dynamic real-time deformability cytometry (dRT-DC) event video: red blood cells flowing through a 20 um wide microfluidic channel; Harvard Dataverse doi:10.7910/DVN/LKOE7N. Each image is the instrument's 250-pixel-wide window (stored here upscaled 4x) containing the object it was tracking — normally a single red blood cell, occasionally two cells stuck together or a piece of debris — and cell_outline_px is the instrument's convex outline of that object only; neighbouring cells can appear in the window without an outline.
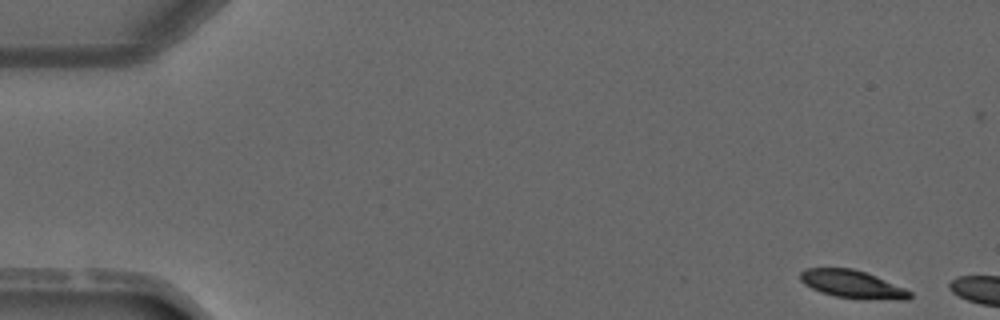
{"species": "common noctule bat (a hibernating species)", "species_latin": "Nyctalus noctula", "temperature_condition": "warm", "stored_images_in_passage": 5, "camera_frame_rate_fps": 3000, "um_per_image_px": 0.085, "animal": {"sex": "male", "forearm_length_mm": 52.5}, "frame": {"image": 1, "passage_image": 1, "time_ms": 0.0, "image_size_px": [1000, 320], "cell_outline_px": [[912, 296], [908, 300], [900, 300], [836, 296], [820, 292], [804, 284], [800, 280], [800, 272], [808, 268], [852, 268], [876, 276], [904, 288], [912, 292]], "centroid_in_image_um": [72.45, 24.14], "position_along_channel_um": 12.6, "area_um2": 17.4}}
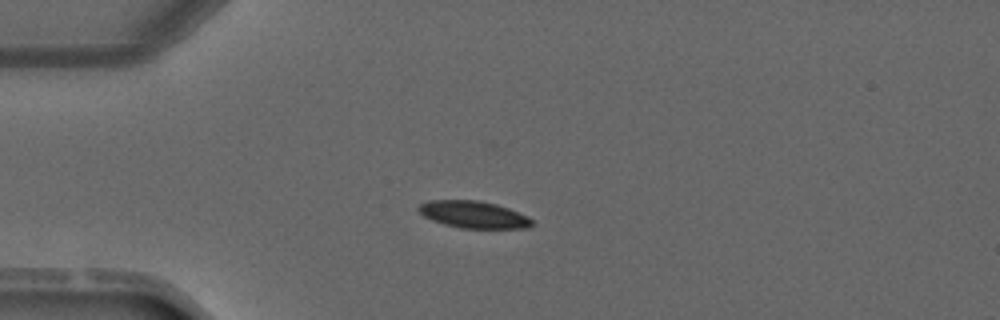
{"frame": {"image": 2, "passage_image": 4, "time_ms": 4.667, "image_size_px": [1000, 320], "cell_outline_px": [[532, 224], [528, 228], [460, 228], [444, 224], [432, 220], [424, 216], [416, 208], [420, 204], [428, 200], [480, 200], [496, 204], [508, 208], [528, 216], [532, 220]], "centroid_in_image_um": [40.23, 18.23], "position_along_channel_um": 44.8, "area_um2": 17.86}}